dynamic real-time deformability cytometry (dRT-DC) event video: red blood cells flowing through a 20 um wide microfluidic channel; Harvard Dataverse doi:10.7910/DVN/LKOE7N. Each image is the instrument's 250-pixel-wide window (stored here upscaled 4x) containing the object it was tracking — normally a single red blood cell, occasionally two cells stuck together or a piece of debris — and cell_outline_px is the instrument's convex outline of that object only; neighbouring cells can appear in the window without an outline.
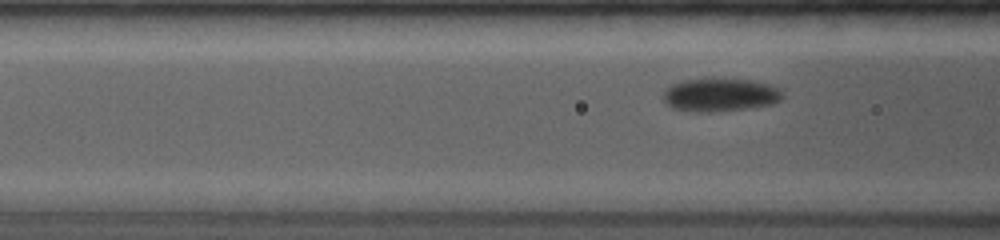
{"species": "common noctule bat (a hibernating species)", "species_latin": "Nyctalus noctula", "temperature_condition": "room temperature", "stored_images_in_passage": 5, "segment_of_instrument_passage": [2, 2], "camera_frame_rate_fps": 4000, "um_per_image_px": 0.085, "animal": {"sex": "female", "body_mass_g": 19.0, "forearm_length_mm": 53.3}, "frame": {"image": 1, "passage_image": 5, "time_ms": 3.75, "image_size_px": [1000, 240], "cell_outline_px": [[784, 96], [780, 100], [772, 104], [748, 108], [712, 112], [692, 112], [672, 108], [664, 100], [664, 88], [680, 80], [752, 80], [768, 84], [776, 88]], "centroid_in_image_um": [61.17, 8.09], "position_along_channel_um": 105.4, "area_um2": 22.72}}